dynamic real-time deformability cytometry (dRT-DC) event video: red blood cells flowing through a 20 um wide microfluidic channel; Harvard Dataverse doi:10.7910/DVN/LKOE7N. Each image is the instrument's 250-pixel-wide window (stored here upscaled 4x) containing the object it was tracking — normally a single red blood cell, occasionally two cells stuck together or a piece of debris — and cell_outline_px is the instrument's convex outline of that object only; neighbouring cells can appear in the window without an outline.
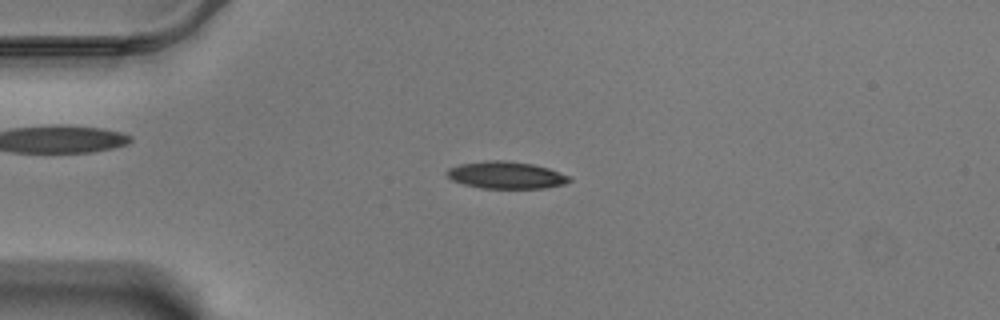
{"species": "Egyptian fruit bat (a non-hibernating species)", "species_latin": "Rousettus aegyptiacus", "temperature_condition": "warm", "stored_images_in_passage": 58, "camera_frame_rate_fps": 3000, "um_per_image_px": 0.085, "animal": {"sex": "male"}, "frame": {"image": 1, "passage_image": 14, "time_ms": 4.333, "image_size_px": [1000, 320], "cell_outline_px": [[572, 180], [564, 184], [544, 188], [480, 188], [464, 184], [452, 180], [444, 172], [448, 168], [460, 164], [484, 160], [504, 160], [532, 164], [548, 168], [572, 176]], "centroid_in_image_um": [43.02, 14.88], "position_along_channel_um": 42.0, "area_um2": 19.48}}
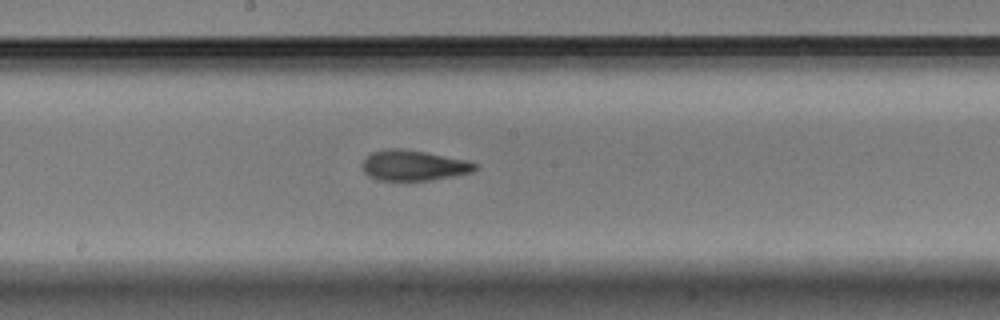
{"frame": {"image": 2, "passage_image": 31, "time_ms": 10.0, "image_size_px": [1000, 320], "cell_outline_px": [[480, 168], [472, 172], [432, 180], [380, 180], [368, 176], [364, 172], [360, 164], [372, 152], [392, 148], [400, 148], [424, 152], [468, 160], [480, 164]], "centroid_in_image_um": [35.19, 14.06], "position_along_channel_um": 213.0, "area_um2": 20.06}}
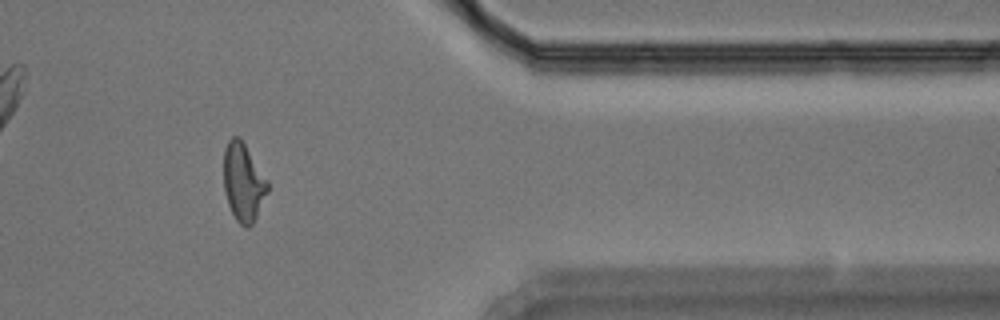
{"frame": {"image": 3, "passage_image": 48, "time_ms": 15.667, "image_size_px": [1000, 320], "cell_outline_px": [[268, 192], [252, 224], [248, 228], [244, 228], [236, 220], [228, 204], [224, 188], [224, 148], [228, 140], [232, 136], [240, 136], [268, 180]], "centroid_in_image_um": [20.68, 15.46], "position_along_channel_um": 390.7, "area_um2": 20.06}, "authors_computed_cell_mechanics": {"area_um2": 19.8254, "velocity_mm_per_s": 3.4744, "shape_relaxation_time_tau1_ms": 9.0495, "shape_relaxation_time_tau2_ms": 2.7048, "deformation_change_tau1": 0.2385, "deformation_change_tau2": 0.112}}